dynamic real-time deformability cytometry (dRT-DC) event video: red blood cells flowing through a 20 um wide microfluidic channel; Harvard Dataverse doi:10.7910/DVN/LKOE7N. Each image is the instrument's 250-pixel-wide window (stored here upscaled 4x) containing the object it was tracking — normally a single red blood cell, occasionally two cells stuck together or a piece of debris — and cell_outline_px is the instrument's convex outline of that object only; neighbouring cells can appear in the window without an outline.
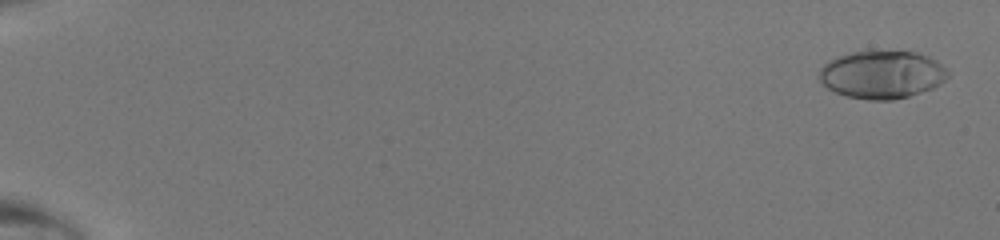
{"species": "human", "species_latin": "Homo sapiens", "temperature_condition": "room temperature", "stored_images_in_passage": 48, "camera_frame_rate_fps": 3000, "um_per_image_px": 0.085, "donor": {"sex": "male"}, "frame": {"image": 1, "passage_image": 2, "time_ms": 0.333, "image_size_px": [1000, 240], "cell_outline_px": [[948, 76], [940, 84], [932, 88], [908, 96], [892, 100], [868, 100], [848, 96], [836, 92], [828, 88], [820, 80], [820, 68], [824, 64], [836, 56], [852, 52], [916, 52], [928, 56], [936, 60], [948, 72]], "centroid_in_image_um": [74.96, 6.34], "position_along_channel_um": 10.0, "area_um2": 35.43}}
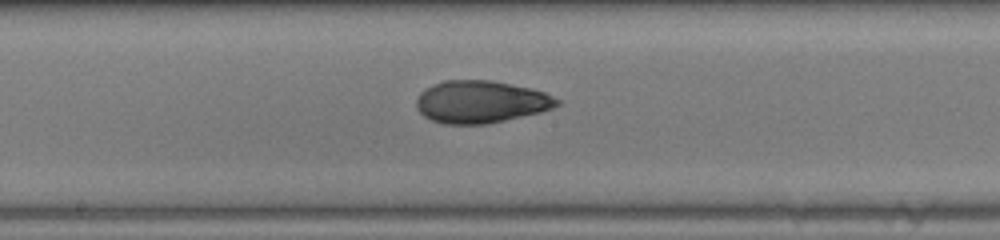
{"frame": {"image": 2, "passage_image": 29, "time_ms": 9.333, "image_size_px": [1000, 240], "cell_outline_px": [[560, 104], [552, 108], [540, 112], [504, 120], [484, 124], [444, 124], [432, 120], [424, 116], [416, 108], [416, 100], [420, 92], [444, 80], [492, 80], [528, 88], [544, 92], [560, 100]], "centroid_in_image_um": [40.85, 8.66], "position_along_channel_um": 207.3, "area_um2": 34.39}}
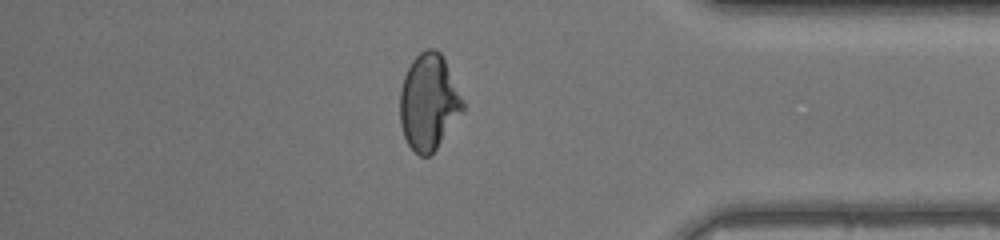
{"frame": {"image": 3, "passage_image": 43, "time_ms": 14.0, "image_size_px": [1000, 240], "cell_outline_px": [[464, 112], [436, 148], [428, 156], [420, 156], [408, 144], [404, 136], [400, 124], [400, 92], [404, 76], [412, 60], [420, 52], [428, 48], [436, 48], [440, 52], [464, 100]], "centroid_in_image_um": [36.45, 8.68], "position_along_channel_um": 398.8, "area_um2": 35.03}}